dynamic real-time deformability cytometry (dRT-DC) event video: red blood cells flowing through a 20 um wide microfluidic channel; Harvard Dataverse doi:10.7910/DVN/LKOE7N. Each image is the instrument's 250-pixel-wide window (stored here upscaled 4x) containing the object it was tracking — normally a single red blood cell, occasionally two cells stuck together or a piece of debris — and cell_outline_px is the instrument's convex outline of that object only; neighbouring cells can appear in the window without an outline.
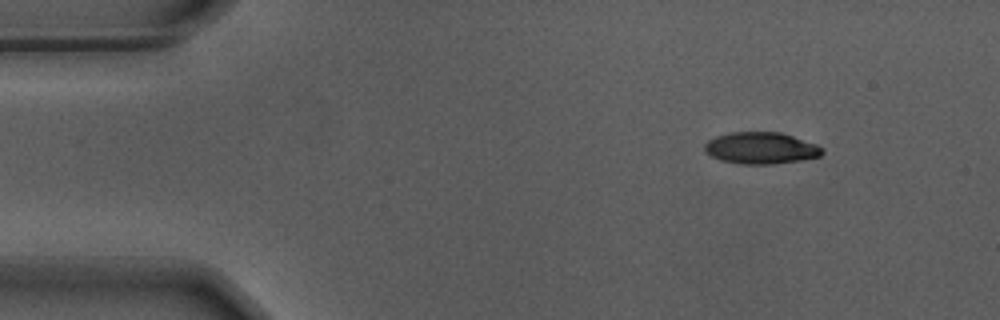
{"species": "Egyptian fruit bat (a non-hibernating species)", "species_latin": "Rousettus aegyptiacus", "temperature_condition": "warm", "stored_images_in_passage": 50, "camera_frame_rate_fps": 3000, "um_per_image_px": 0.085, "animal": {"sex": "male"}, "frame": {"image": 1, "passage_image": 1, "time_ms": 0.0, "image_size_px": [1000, 320], "cell_outline_px": [[824, 152], [820, 156], [800, 160], [772, 164], [740, 164], [720, 160], [704, 152], [704, 144], [708, 140], [716, 136], [732, 132], [780, 132], [816, 144], [824, 148]], "centroid_in_image_um": [64.66, 12.59], "position_along_channel_um": 20.3, "area_um2": 21.73}}
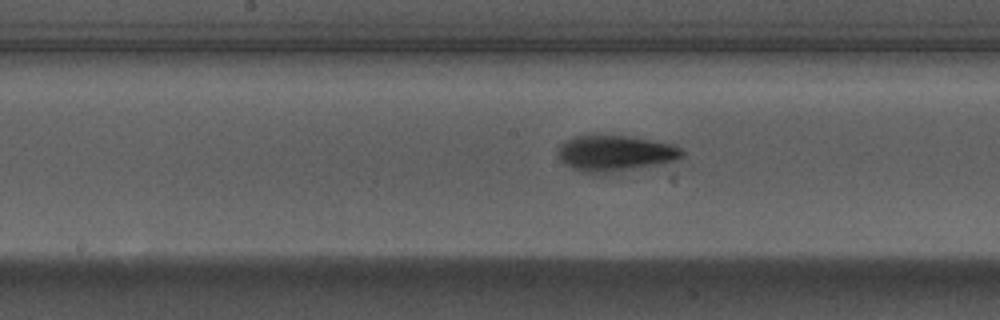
{"frame": {"image": 2, "passage_image": 22, "time_ms": 7.0, "image_size_px": [1000, 320], "cell_outline_px": [[684, 152], [676, 160], [608, 172], [584, 172], [572, 168], [560, 160], [560, 144], [564, 140], [576, 136], [624, 136], [672, 144], [680, 148]], "centroid_in_image_um": [52.25, 13.01], "position_along_channel_um": 196.0, "area_um2": 24.8}}
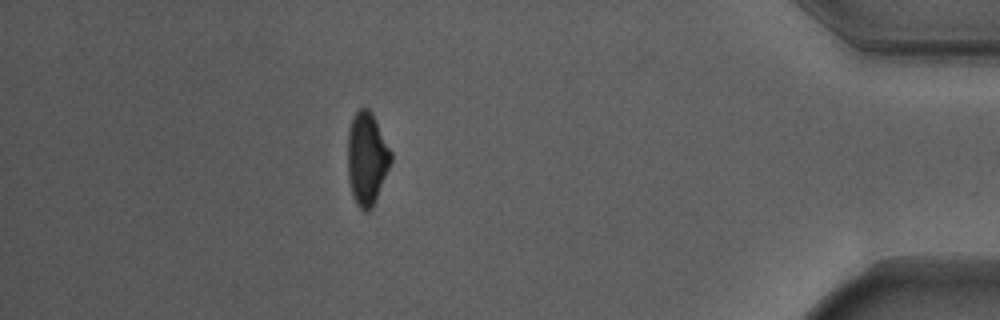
{"frame": {"image": 3, "passage_image": 43, "time_ms": 14.0, "image_size_px": [1000, 320], "cell_outline_px": [[392, 160], [372, 208], [368, 212], [364, 212], [356, 204], [352, 196], [348, 176], [348, 132], [352, 120], [356, 112], [360, 108], [368, 108], [372, 112], [392, 152]], "centroid_in_image_um": [31.18, 13.49], "position_along_channel_um": 404.0, "area_um2": 23.29}, "authors_computed_cell_mechanics": {"area_um2": 23.3801, "velocity_mm_per_s": 3.6979, "shape_relaxation_time_tau1_ms": 3.5408, "shape_relaxation_time_tau2_ms": 1.6737, "deformation_change_tau1": 0.1718, "deformation_change_tau2": 0.085}}